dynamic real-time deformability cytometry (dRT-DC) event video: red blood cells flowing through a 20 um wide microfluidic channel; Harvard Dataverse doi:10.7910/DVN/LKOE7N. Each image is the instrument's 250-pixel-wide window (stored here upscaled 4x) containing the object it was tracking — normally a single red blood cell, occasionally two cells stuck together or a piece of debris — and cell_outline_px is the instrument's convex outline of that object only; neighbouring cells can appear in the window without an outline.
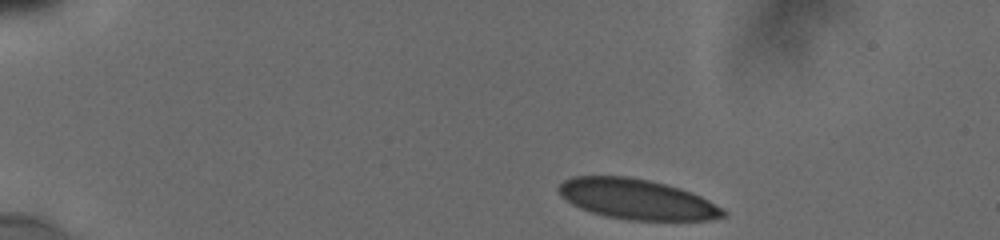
{"species": "human", "species_latin": "Homo sapiens", "temperature_condition": "cold", "stored_images_in_passage": 34, "camera_frame_rate_fps": 3000, "um_per_image_px": 0.085, "donor": {"sex": "male"}, "frame": {"image": 1, "passage_image": 1, "time_ms": 0.0, "image_size_px": [1000, 240], "cell_outline_px": [[728, 216], [708, 220], [628, 220], [604, 216], [580, 208], [572, 204], [560, 196], [556, 188], [564, 180], [572, 176], [628, 176], [648, 180], [680, 188], [700, 196], [724, 208], [728, 212]], "centroid_in_image_um": [54.13, 16.94], "position_along_channel_um": 30.9, "area_um2": 38.78}}
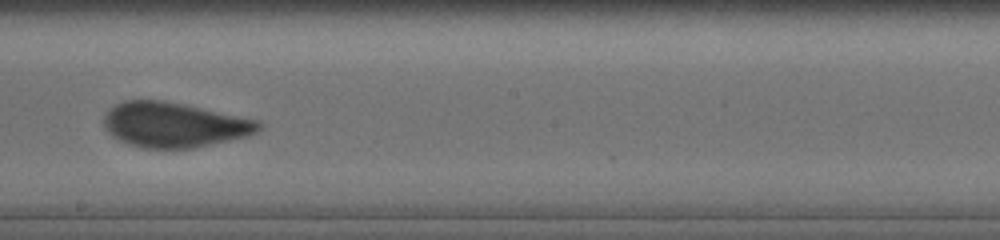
{"frame": {"image": 2, "passage_image": 17, "time_ms": 7.667, "image_size_px": [1000, 240], "cell_outline_px": [[264, 124], [256, 132], [248, 136], [192, 148], [140, 148], [128, 144], [112, 136], [104, 128], [104, 116], [116, 104], [124, 100], [164, 100], [260, 120]], "centroid_in_image_um": [14.81, 10.61], "position_along_channel_um": 233.4, "area_um2": 40.52}}
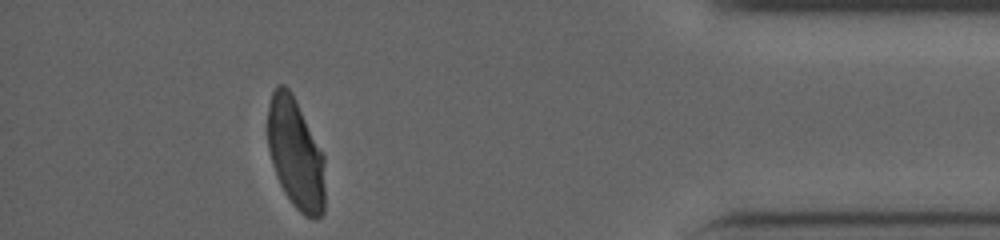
{"frame": {"image": 3, "passage_image": 30, "time_ms": 13.333, "image_size_px": [1000, 240], "cell_outline_px": [[324, 212], [320, 216], [312, 220], [304, 216], [292, 204], [284, 192], [276, 176], [272, 164], [268, 148], [268, 104], [272, 92], [276, 84], [284, 84], [292, 92], [324, 156]], "centroid_in_image_um": [25.11, 13.07], "position_along_channel_um": 410.1, "area_um2": 37.11}, "authors_computed_cell_mechanics": {"area_um2": 40.0843, "velocity_mm_per_s": 3.8158, "shape_relaxation_time_tau1_ms": 9.9034, "shape_relaxation_time_tau2_ms": null, "deformation_change_tau1": 0.1908, "deformation_change_tau2": null}}